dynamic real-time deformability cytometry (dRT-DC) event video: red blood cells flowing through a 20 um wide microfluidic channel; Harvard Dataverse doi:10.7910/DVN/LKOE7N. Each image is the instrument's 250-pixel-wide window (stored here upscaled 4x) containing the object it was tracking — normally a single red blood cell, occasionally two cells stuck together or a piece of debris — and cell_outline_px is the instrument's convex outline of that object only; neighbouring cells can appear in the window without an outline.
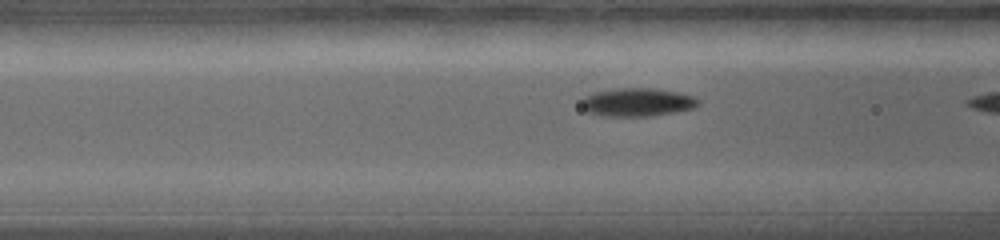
{"species": "common noctule bat (a hibernating species)", "species_latin": "Nyctalus noctula", "temperature_condition": "warm", "stored_images_in_passage": 11, "camera_frame_rate_fps": 5000, "um_per_image_px": 0.085, "animal": {"sex": "female", "body_mass_g": 19.0, "forearm_length_mm": 56.7}, "frame": {"image": 1, "passage_image": 4, "time_ms": 1.0, "image_size_px": [1000, 240], "cell_outline_px": [[700, 104], [696, 108], [676, 112], [652, 116], [604, 116], [588, 112], [580, 104], [584, 96], [596, 92], [620, 88], [652, 88], [676, 92], [692, 96], [700, 100]], "centroid_in_image_um": [54.2, 8.7], "position_along_channel_um": 112.4, "area_um2": 19.25}}
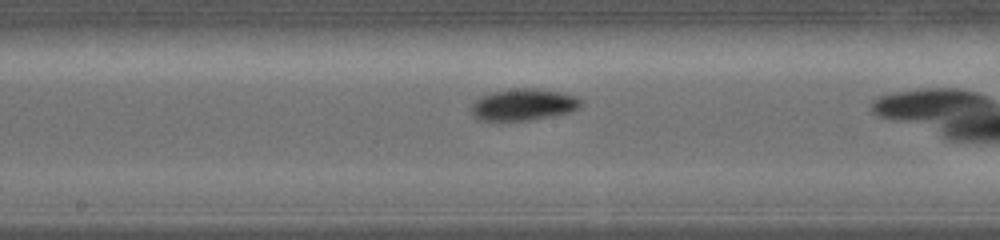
{"frame": {"image": 2, "passage_image": 7, "time_ms": 2.4, "image_size_px": [1000, 240], "cell_outline_px": [[584, 104], [580, 108], [572, 112], [528, 120], [480, 120], [472, 116], [472, 104], [480, 96], [492, 92], [516, 88], [536, 88], [560, 92], [576, 96]], "centroid_in_image_um": [44.52, 8.89], "position_along_channel_um": 203.7, "area_um2": 20.23}}